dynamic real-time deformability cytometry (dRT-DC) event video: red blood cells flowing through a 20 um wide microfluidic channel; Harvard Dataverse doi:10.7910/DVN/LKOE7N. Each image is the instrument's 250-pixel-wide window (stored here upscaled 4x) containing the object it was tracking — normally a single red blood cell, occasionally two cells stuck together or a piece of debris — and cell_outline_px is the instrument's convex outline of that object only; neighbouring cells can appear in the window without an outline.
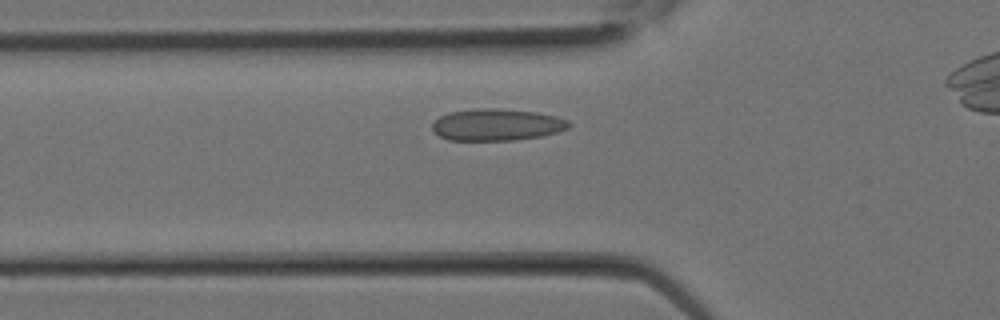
{"species": "Egyptian fruit bat (a non-hibernating species)", "species_latin": "Rousettus aegyptiacus", "temperature_condition": "room temperature", "stored_images_in_passage": 9, "camera_frame_rate_fps": 3000, "um_per_image_px": 0.085, "animal": {"sex": "female"}, "frame": {"image": 1, "passage_image": 4, "time_ms": 1.0, "image_size_px": [1000, 320], "cell_outline_px": [[572, 124], [568, 128], [556, 132], [540, 136], [516, 140], [448, 140], [440, 136], [432, 128], [432, 124], [440, 116], [448, 112], [476, 108], [488, 108], [536, 112], [556, 116], [568, 120]], "centroid_in_image_um": [42.22, 10.6], "position_along_channel_um": 83.6, "area_um2": 25.2}}
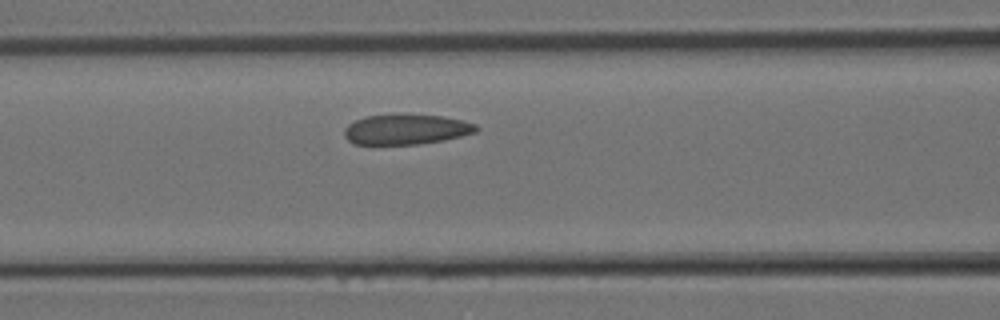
{"frame": {"image": 2, "passage_image": 6, "time_ms": 1.667, "image_size_px": [1000, 320], "cell_outline_px": [[480, 128], [476, 132], [444, 140], [420, 144], [352, 144], [344, 136], [344, 128], [348, 124], [356, 120], [368, 116], [444, 116], [476, 124]], "centroid_in_image_um": [34.52, 11.03], "position_along_channel_um": 132.1, "area_um2": 22.66}}
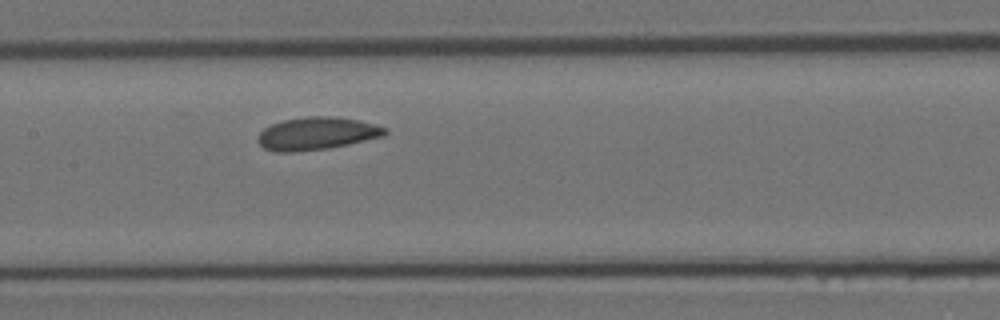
{"frame": {"image": 3, "passage_image": 8, "time_ms": 2.333, "image_size_px": [1000, 320], "cell_outline_px": [[388, 132], [384, 136], [348, 144], [328, 148], [296, 152], [276, 152], [264, 148], [256, 140], [260, 132], [264, 128], [272, 124], [284, 120], [304, 116], [336, 116], [360, 120], [376, 124], [388, 128]], "centroid_in_image_um": [26.95, 11.34], "position_along_channel_um": 180.5, "area_um2": 24.45}}